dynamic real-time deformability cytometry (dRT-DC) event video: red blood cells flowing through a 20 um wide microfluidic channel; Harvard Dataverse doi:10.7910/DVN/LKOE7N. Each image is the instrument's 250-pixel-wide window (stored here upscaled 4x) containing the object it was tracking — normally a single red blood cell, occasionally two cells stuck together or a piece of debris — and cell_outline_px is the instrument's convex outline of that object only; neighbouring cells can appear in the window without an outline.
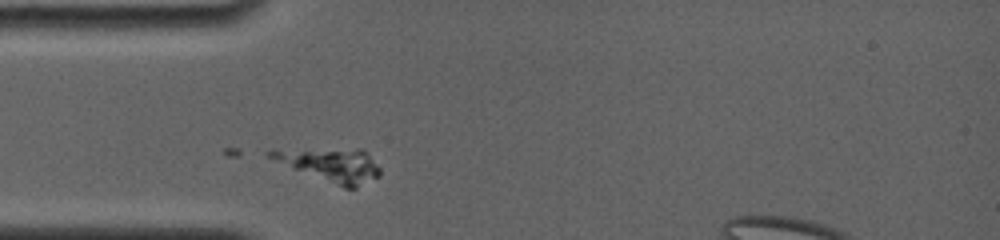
{"species": "common noctule bat (a hibernating species)", "species_latin": "Nyctalus noctula", "temperature_condition": "room temperature", "stored_images_in_passage": 1, "camera_frame_rate_fps": 4000, "um_per_image_px": 0.085, "animal": {"sex": "female", "body_mass_g": 19.0, "forearm_length_mm": 56.7}, "frame": {"image": 1, "passage_image": 1, "time_ms": 0.0, "image_size_px": [1000, 240], "cell_outline_px": [[380, 176], [356, 188], [344, 188], [292, 168], [268, 156], [264, 152], [272, 148], [360, 148], [380, 168]], "centroid_in_image_um": [28.06, 13.97], "position_along_channel_um": 56.9, "area_um2": 21.68}}